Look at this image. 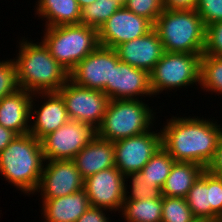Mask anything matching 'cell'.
<instances>
[{"label":"cell","instance_id":"obj_1","mask_svg":"<svg viewBox=\"0 0 222 222\" xmlns=\"http://www.w3.org/2000/svg\"><path fill=\"white\" fill-rule=\"evenodd\" d=\"M213 122L198 117L173 116L160 129L161 146L175 161L193 162L206 169L222 136L221 124Z\"/></svg>","mask_w":222,"mask_h":222},{"label":"cell","instance_id":"obj_2","mask_svg":"<svg viewBox=\"0 0 222 222\" xmlns=\"http://www.w3.org/2000/svg\"><path fill=\"white\" fill-rule=\"evenodd\" d=\"M25 40L19 42V55L13 59L19 88L32 94L58 92L69 80V72L54 59L42 41Z\"/></svg>","mask_w":222,"mask_h":222},{"label":"cell","instance_id":"obj_3","mask_svg":"<svg viewBox=\"0 0 222 222\" xmlns=\"http://www.w3.org/2000/svg\"><path fill=\"white\" fill-rule=\"evenodd\" d=\"M41 141L30 133L17 135L0 152V175L26 194H34L44 168Z\"/></svg>","mask_w":222,"mask_h":222},{"label":"cell","instance_id":"obj_4","mask_svg":"<svg viewBox=\"0 0 222 222\" xmlns=\"http://www.w3.org/2000/svg\"><path fill=\"white\" fill-rule=\"evenodd\" d=\"M165 52L203 53L206 26L196 10L165 9L153 28Z\"/></svg>","mask_w":222,"mask_h":222},{"label":"cell","instance_id":"obj_5","mask_svg":"<svg viewBox=\"0 0 222 222\" xmlns=\"http://www.w3.org/2000/svg\"><path fill=\"white\" fill-rule=\"evenodd\" d=\"M45 31L42 42L68 72L99 46L98 30L81 23L45 27Z\"/></svg>","mask_w":222,"mask_h":222},{"label":"cell","instance_id":"obj_6","mask_svg":"<svg viewBox=\"0 0 222 222\" xmlns=\"http://www.w3.org/2000/svg\"><path fill=\"white\" fill-rule=\"evenodd\" d=\"M142 100H110L97 136L115 142L151 130L154 113Z\"/></svg>","mask_w":222,"mask_h":222},{"label":"cell","instance_id":"obj_7","mask_svg":"<svg viewBox=\"0 0 222 222\" xmlns=\"http://www.w3.org/2000/svg\"><path fill=\"white\" fill-rule=\"evenodd\" d=\"M203 53L164 52L149 73L153 95L163 90L200 84V60Z\"/></svg>","mask_w":222,"mask_h":222},{"label":"cell","instance_id":"obj_8","mask_svg":"<svg viewBox=\"0 0 222 222\" xmlns=\"http://www.w3.org/2000/svg\"><path fill=\"white\" fill-rule=\"evenodd\" d=\"M57 93L65 103L69 120L90 124L95 129L101 125L110 101L103 91L79 86L69 79Z\"/></svg>","mask_w":222,"mask_h":222},{"label":"cell","instance_id":"obj_9","mask_svg":"<svg viewBox=\"0 0 222 222\" xmlns=\"http://www.w3.org/2000/svg\"><path fill=\"white\" fill-rule=\"evenodd\" d=\"M96 136L97 129L92 125L68 120L41 140L44 159L72 160Z\"/></svg>","mask_w":222,"mask_h":222},{"label":"cell","instance_id":"obj_10","mask_svg":"<svg viewBox=\"0 0 222 222\" xmlns=\"http://www.w3.org/2000/svg\"><path fill=\"white\" fill-rule=\"evenodd\" d=\"M119 61L115 49L99 45L69 72V79L79 86L104 92L112 83L113 67Z\"/></svg>","mask_w":222,"mask_h":222},{"label":"cell","instance_id":"obj_11","mask_svg":"<svg viewBox=\"0 0 222 222\" xmlns=\"http://www.w3.org/2000/svg\"><path fill=\"white\" fill-rule=\"evenodd\" d=\"M115 167L126 176L141 171L161 147V131H148L113 142Z\"/></svg>","mask_w":222,"mask_h":222},{"label":"cell","instance_id":"obj_12","mask_svg":"<svg viewBox=\"0 0 222 222\" xmlns=\"http://www.w3.org/2000/svg\"><path fill=\"white\" fill-rule=\"evenodd\" d=\"M125 176L116 168L104 169L84 179L90 206L119 211L125 200Z\"/></svg>","mask_w":222,"mask_h":222},{"label":"cell","instance_id":"obj_13","mask_svg":"<svg viewBox=\"0 0 222 222\" xmlns=\"http://www.w3.org/2000/svg\"><path fill=\"white\" fill-rule=\"evenodd\" d=\"M153 28L150 20L123 5L98 29L99 45L115 49L125 42L145 36Z\"/></svg>","mask_w":222,"mask_h":222},{"label":"cell","instance_id":"obj_14","mask_svg":"<svg viewBox=\"0 0 222 222\" xmlns=\"http://www.w3.org/2000/svg\"><path fill=\"white\" fill-rule=\"evenodd\" d=\"M39 186L42 199H54L80 191L84 187V178L73 160L45 161Z\"/></svg>","mask_w":222,"mask_h":222},{"label":"cell","instance_id":"obj_15","mask_svg":"<svg viewBox=\"0 0 222 222\" xmlns=\"http://www.w3.org/2000/svg\"><path fill=\"white\" fill-rule=\"evenodd\" d=\"M110 100L152 96L150 76L146 70L119 61L113 67L112 83L104 90Z\"/></svg>","mask_w":222,"mask_h":222},{"label":"cell","instance_id":"obj_16","mask_svg":"<svg viewBox=\"0 0 222 222\" xmlns=\"http://www.w3.org/2000/svg\"><path fill=\"white\" fill-rule=\"evenodd\" d=\"M118 59L150 73L164 54L163 44L153 29L143 37L125 42L115 48Z\"/></svg>","mask_w":222,"mask_h":222},{"label":"cell","instance_id":"obj_17","mask_svg":"<svg viewBox=\"0 0 222 222\" xmlns=\"http://www.w3.org/2000/svg\"><path fill=\"white\" fill-rule=\"evenodd\" d=\"M37 94H39L38 96H40L42 99L44 97V101L46 100L40 106L39 110L33 108V105L35 104V102H33V97H37ZM30 116L35 118V120L33 119L34 124L32 123L31 125L30 123L29 133L39 141H41L48 134L56 131L69 120L65 103L57 92L34 93L30 105Z\"/></svg>","mask_w":222,"mask_h":222},{"label":"cell","instance_id":"obj_18","mask_svg":"<svg viewBox=\"0 0 222 222\" xmlns=\"http://www.w3.org/2000/svg\"><path fill=\"white\" fill-rule=\"evenodd\" d=\"M33 94L24 89L0 100V125L14 131L17 135L29 133L31 121L30 105Z\"/></svg>","mask_w":222,"mask_h":222},{"label":"cell","instance_id":"obj_19","mask_svg":"<svg viewBox=\"0 0 222 222\" xmlns=\"http://www.w3.org/2000/svg\"><path fill=\"white\" fill-rule=\"evenodd\" d=\"M72 160L84 179L101 170L115 167L113 142L96 136Z\"/></svg>","mask_w":222,"mask_h":222},{"label":"cell","instance_id":"obj_20","mask_svg":"<svg viewBox=\"0 0 222 222\" xmlns=\"http://www.w3.org/2000/svg\"><path fill=\"white\" fill-rule=\"evenodd\" d=\"M42 202L45 222H76L90 207L84 189L54 199H42Z\"/></svg>","mask_w":222,"mask_h":222},{"label":"cell","instance_id":"obj_21","mask_svg":"<svg viewBox=\"0 0 222 222\" xmlns=\"http://www.w3.org/2000/svg\"><path fill=\"white\" fill-rule=\"evenodd\" d=\"M36 15L46 18V27L80 24L81 9L77 0H37Z\"/></svg>","mask_w":222,"mask_h":222},{"label":"cell","instance_id":"obj_22","mask_svg":"<svg viewBox=\"0 0 222 222\" xmlns=\"http://www.w3.org/2000/svg\"><path fill=\"white\" fill-rule=\"evenodd\" d=\"M204 170L193 162L175 161L162 188V196L185 198Z\"/></svg>","mask_w":222,"mask_h":222},{"label":"cell","instance_id":"obj_23","mask_svg":"<svg viewBox=\"0 0 222 222\" xmlns=\"http://www.w3.org/2000/svg\"><path fill=\"white\" fill-rule=\"evenodd\" d=\"M185 199L198 222H213L219 217L211 209L207 169L194 182Z\"/></svg>","mask_w":222,"mask_h":222},{"label":"cell","instance_id":"obj_24","mask_svg":"<svg viewBox=\"0 0 222 222\" xmlns=\"http://www.w3.org/2000/svg\"><path fill=\"white\" fill-rule=\"evenodd\" d=\"M121 211L127 222H161L162 197L158 199L124 200Z\"/></svg>","mask_w":222,"mask_h":222},{"label":"cell","instance_id":"obj_25","mask_svg":"<svg viewBox=\"0 0 222 222\" xmlns=\"http://www.w3.org/2000/svg\"><path fill=\"white\" fill-rule=\"evenodd\" d=\"M175 160L161 146L150 158L141 172L152 186L163 188Z\"/></svg>","mask_w":222,"mask_h":222},{"label":"cell","instance_id":"obj_26","mask_svg":"<svg viewBox=\"0 0 222 222\" xmlns=\"http://www.w3.org/2000/svg\"><path fill=\"white\" fill-rule=\"evenodd\" d=\"M122 6L118 0H96L81 9L80 23L98 30Z\"/></svg>","mask_w":222,"mask_h":222},{"label":"cell","instance_id":"obj_27","mask_svg":"<svg viewBox=\"0 0 222 222\" xmlns=\"http://www.w3.org/2000/svg\"><path fill=\"white\" fill-rule=\"evenodd\" d=\"M199 85L206 91L222 94V57L201 55Z\"/></svg>","mask_w":222,"mask_h":222},{"label":"cell","instance_id":"obj_28","mask_svg":"<svg viewBox=\"0 0 222 222\" xmlns=\"http://www.w3.org/2000/svg\"><path fill=\"white\" fill-rule=\"evenodd\" d=\"M161 222H198L185 198L162 196Z\"/></svg>","mask_w":222,"mask_h":222},{"label":"cell","instance_id":"obj_29","mask_svg":"<svg viewBox=\"0 0 222 222\" xmlns=\"http://www.w3.org/2000/svg\"><path fill=\"white\" fill-rule=\"evenodd\" d=\"M127 178H131L132 186L130 195H128L130 192L125 187V200L158 199L162 197V189L152 186L141 171L129 173L125 176V180Z\"/></svg>","mask_w":222,"mask_h":222},{"label":"cell","instance_id":"obj_30","mask_svg":"<svg viewBox=\"0 0 222 222\" xmlns=\"http://www.w3.org/2000/svg\"><path fill=\"white\" fill-rule=\"evenodd\" d=\"M124 6L133 13L147 18L153 24L165 10L163 0H127Z\"/></svg>","mask_w":222,"mask_h":222},{"label":"cell","instance_id":"obj_31","mask_svg":"<svg viewBox=\"0 0 222 222\" xmlns=\"http://www.w3.org/2000/svg\"><path fill=\"white\" fill-rule=\"evenodd\" d=\"M19 89L13 60L0 61V100Z\"/></svg>","mask_w":222,"mask_h":222},{"label":"cell","instance_id":"obj_32","mask_svg":"<svg viewBox=\"0 0 222 222\" xmlns=\"http://www.w3.org/2000/svg\"><path fill=\"white\" fill-rule=\"evenodd\" d=\"M203 54L222 57V21L206 26Z\"/></svg>","mask_w":222,"mask_h":222},{"label":"cell","instance_id":"obj_33","mask_svg":"<svg viewBox=\"0 0 222 222\" xmlns=\"http://www.w3.org/2000/svg\"><path fill=\"white\" fill-rule=\"evenodd\" d=\"M196 11L205 26L222 21V0H197Z\"/></svg>","mask_w":222,"mask_h":222},{"label":"cell","instance_id":"obj_34","mask_svg":"<svg viewBox=\"0 0 222 222\" xmlns=\"http://www.w3.org/2000/svg\"><path fill=\"white\" fill-rule=\"evenodd\" d=\"M208 188L210 189L211 209L222 216V177L208 171Z\"/></svg>","mask_w":222,"mask_h":222},{"label":"cell","instance_id":"obj_35","mask_svg":"<svg viewBox=\"0 0 222 222\" xmlns=\"http://www.w3.org/2000/svg\"><path fill=\"white\" fill-rule=\"evenodd\" d=\"M103 210L106 209L90 206L76 222H109Z\"/></svg>","mask_w":222,"mask_h":222},{"label":"cell","instance_id":"obj_36","mask_svg":"<svg viewBox=\"0 0 222 222\" xmlns=\"http://www.w3.org/2000/svg\"><path fill=\"white\" fill-rule=\"evenodd\" d=\"M206 169L212 174L222 177V136L218 141L214 157Z\"/></svg>","mask_w":222,"mask_h":222},{"label":"cell","instance_id":"obj_37","mask_svg":"<svg viewBox=\"0 0 222 222\" xmlns=\"http://www.w3.org/2000/svg\"><path fill=\"white\" fill-rule=\"evenodd\" d=\"M164 9L196 10L197 0H163Z\"/></svg>","mask_w":222,"mask_h":222},{"label":"cell","instance_id":"obj_38","mask_svg":"<svg viewBox=\"0 0 222 222\" xmlns=\"http://www.w3.org/2000/svg\"><path fill=\"white\" fill-rule=\"evenodd\" d=\"M16 136L17 134L14 131L0 125V152L3 151Z\"/></svg>","mask_w":222,"mask_h":222},{"label":"cell","instance_id":"obj_39","mask_svg":"<svg viewBox=\"0 0 222 222\" xmlns=\"http://www.w3.org/2000/svg\"><path fill=\"white\" fill-rule=\"evenodd\" d=\"M95 1L96 0H77L80 9H82L83 7H85L87 5H91Z\"/></svg>","mask_w":222,"mask_h":222},{"label":"cell","instance_id":"obj_40","mask_svg":"<svg viewBox=\"0 0 222 222\" xmlns=\"http://www.w3.org/2000/svg\"><path fill=\"white\" fill-rule=\"evenodd\" d=\"M213 222H222V216H219L216 220H214Z\"/></svg>","mask_w":222,"mask_h":222},{"label":"cell","instance_id":"obj_41","mask_svg":"<svg viewBox=\"0 0 222 222\" xmlns=\"http://www.w3.org/2000/svg\"><path fill=\"white\" fill-rule=\"evenodd\" d=\"M122 5H124L126 2H127V0H118Z\"/></svg>","mask_w":222,"mask_h":222}]
</instances>
